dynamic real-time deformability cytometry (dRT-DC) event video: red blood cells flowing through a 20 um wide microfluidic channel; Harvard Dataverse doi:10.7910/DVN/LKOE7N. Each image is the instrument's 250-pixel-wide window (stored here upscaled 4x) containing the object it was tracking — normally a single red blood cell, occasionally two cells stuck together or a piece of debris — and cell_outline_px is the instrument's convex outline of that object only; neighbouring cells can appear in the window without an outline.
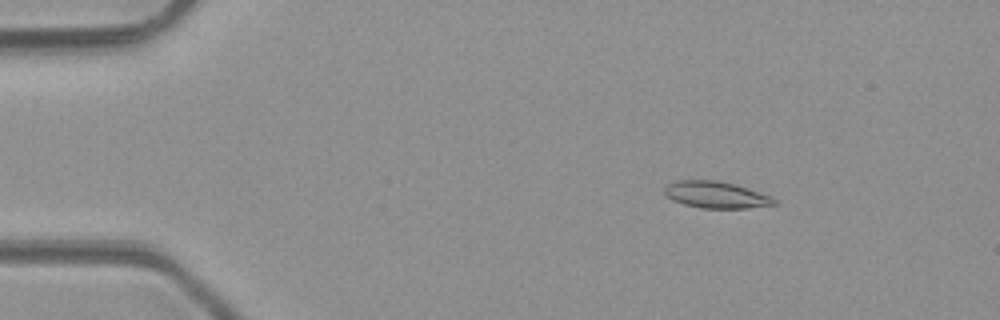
{"species": "common noctule bat (a hibernating species)", "species_latin": "Nyctalus noctula", "temperature_condition": "room temperature", "stored_images_in_passage": 4, "camera_frame_rate_fps": 3000, "um_per_image_px": 0.085, "animal": {"sex": "male", "body_mass_g": 23.1, "forearm_length_mm": 52.7}, "frame": {"image": 1, "passage_image": 2, "time_ms": 1.0, "image_size_px": [1000, 320], "cell_outline_px": [[780, 204], [748, 208], [700, 208], [684, 204], [672, 200], [664, 192], [664, 188], [668, 184], [680, 180], [716, 180], [732, 184], [772, 196]], "centroid_in_image_um": [60.88, 16.57], "position_along_channel_um": 24.1, "area_um2": 16.94}}